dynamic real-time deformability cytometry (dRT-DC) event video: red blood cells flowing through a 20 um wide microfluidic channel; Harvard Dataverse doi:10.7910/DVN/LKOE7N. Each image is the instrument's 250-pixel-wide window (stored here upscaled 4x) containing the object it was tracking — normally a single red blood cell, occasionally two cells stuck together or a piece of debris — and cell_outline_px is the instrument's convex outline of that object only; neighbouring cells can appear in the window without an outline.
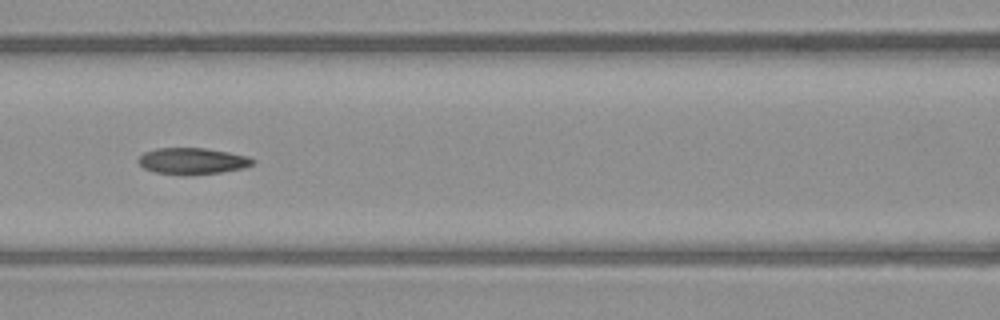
{"species": "common noctule bat (a hibernating species)", "species_latin": "Nyctalus noctula", "temperature_condition": "warm", "stored_images_in_passage": 50, "camera_frame_rate_fps": 3000, "um_per_image_px": 0.085, "animal": {"sex": "male", "body_mass_g": 23.1, "forearm_length_mm": 52.7}, "frame": {"image": 1, "passage_image": 22, "time_ms": 7.0, "image_size_px": [1000, 320], "cell_outline_px": [[256, 160], [252, 164], [244, 168], [220, 172], [184, 176], [156, 172], [144, 168], [136, 160], [144, 152], [156, 148], [204, 148], [228, 152], [248, 156]], "centroid_in_image_um": [16.34, 13.69], "position_along_channel_um": 150.3, "area_um2": 17.69}}
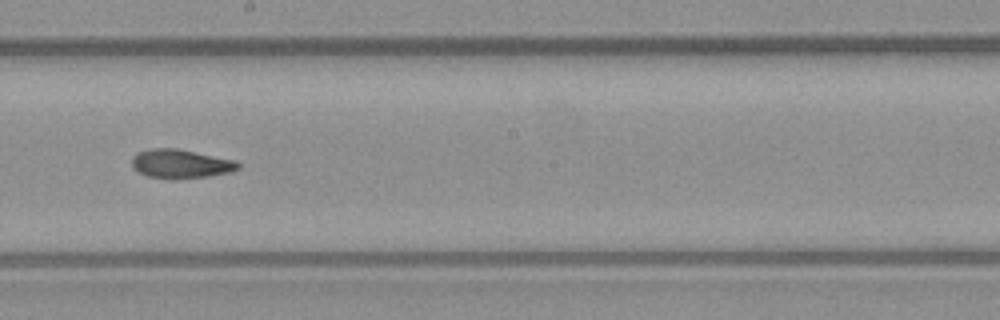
{"frame": {"image": 2, "passage_image": 28, "time_ms": 9.0, "image_size_px": [1000, 320], "cell_outline_px": [[240, 168], [232, 172], [208, 176], [148, 176], [132, 168], [132, 156], [136, 152], [148, 148], [176, 148], [236, 160], [240, 164]], "centroid_in_image_um": [15.37, 13.87], "position_along_channel_um": 232.8, "area_um2": 17.34}}
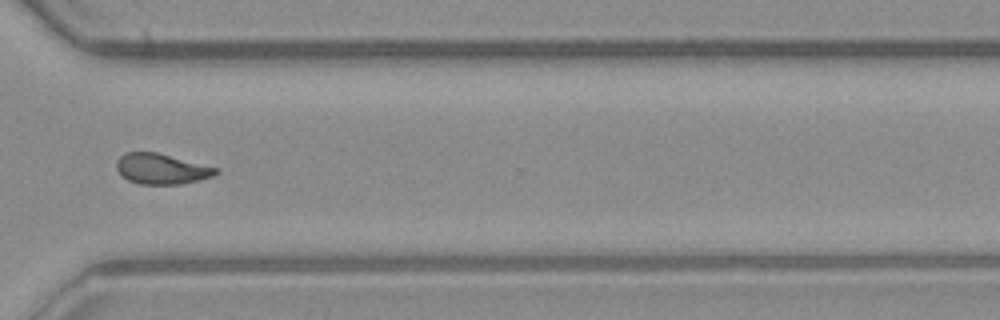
{"frame": {"image": 3, "passage_image": 37, "time_ms": 12.0, "image_size_px": [1000, 320], "cell_outline_px": [[220, 172], [212, 176], [180, 184], [140, 184], [128, 180], [116, 168], [116, 160], [124, 152], [156, 152], [220, 168]], "centroid_in_image_um": [13.73, 14.34], "position_along_channel_um": 356.9, "area_um2": 17.57}}